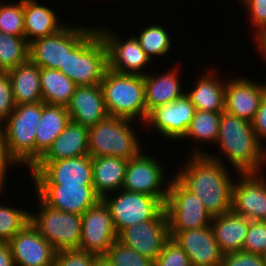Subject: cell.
Returning a JSON list of instances; mask_svg holds the SVG:
<instances>
[{"instance_id": "obj_15", "label": "cell", "mask_w": 266, "mask_h": 266, "mask_svg": "<svg viewBox=\"0 0 266 266\" xmlns=\"http://www.w3.org/2000/svg\"><path fill=\"white\" fill-rule=\"evenodd\" d=\"M36 195L48 206L82 215L101 198L93 185H35Z\"/></svg>"}, {"instance_id": "obj_35", "label": "cell", "mask_w": 266, "mask_h": 266, "mask_svg": "<svg viewBox=\"0 0 266 266\" xmlns=\"http://www.w3.org/2000/svg\"><path fill=\"white\" fill-rule=\"evenodd\" d=\"M30 222V212L0 205V242H9Z\"/></svg>"}, {"instance_id": "obj_49", "label": "cell", "mask_w": 266, "mask_h": 266, "mask_svg": "<svg viewBox=\"0 0 266 266\" xmlns=\"http://www.w3.org/2000/svg\"><path fill=\"white\" fill-rule=\"evenodd\" d=\"M261 255L266 266V250Z\"/></svg>"}, {"instance_id": "obj_21", "label": "cell", "mask_w": 266, "mask_h": 266, "mask_svg": "<svg viewBox=\"0 0 266 266\" xmlns=\"http://www.w3.org/2000/svg\"><path fill=\"white\" fill-rule=\"evenodd\" d=\"M266 95V84H257L245 78L226 81L225 111L252 122Z\"/></svg>"}, {"instance_id": "obj_37", "label": "cell", "mask_w": 266, "mask_h": 266, "mask_svg": "<svg viewBox=\"0 0 266 266\" xmlns=\"http://www.w3.org/2000/svg\"><path fill=\"white\" fill-rule=\"evenodd\" d=\"M0 32L24 36V0L5 5L0 2Z\"/></svg>"}, {"instance_id": "obj_19", "label": "cell", "mask_w": 266, "mask_h": 266, "mask_svg": "<svg viewBox=\"0 0 266 266\" xmlns=\"http://www.w3.org/2000/svg\"><path fill=\"white\" fill-rule=\"evenodd\" d=\"M8 243L15 266H54L57 251L30 222Z\"/></svg>"}, {"instance_id": "obj_39", "label": "cell", "mask_w": 266, "mask_h": 266, "mask_svg": "<svg viewBox=\"0 0 266 266\" xmlns=\"http://www.w3.org/2000/svg\"><path fill=\"white\" fill-rule=\"evenodd\" d=\"M265 250L266 221H250L242 251L261 255Z\"/></svg>"}, {"instance_id": "obj_36", "label": "cell", "mask_w": 266, "mask_h": 266, "mask_svg": "<svg viewBox=\"0 0 266 266\" xmlns=\"http://www.w3.org/2000/svg\"><path fill=\"white\" fill-rule=\"evenodd\" d=\"M112 266H154V262L118 239L103 255Z\"/></svg>"}, {"instance_id": "obj_42", "label": "cell", "mask_w": 266, "mask_h": 266, "mask_svg": "<svg viewBox=\"0 0 266 266\" xmlns=\"http://www.w3.org/2000/svg\"><path fill=\"white\" fill-rule=\"evenodd\" d=\"M221 266H265L262 255L245 251L223 255Z\"/></svg>"}, {"instance_id": "obj_32", "label": "cell", "mask_w": 266, "mask_h": 266, "mask_svg": "<svg viewBox=\"0 0 266 266\" xmlns=\"http://www.w3.org/2000/svg\"><path fill=\"white\" fill-rule=\"evenodd\" d=\"M29 60V43L25 36L0 32V72H8Z\"/></svg>"}, {"instance_id": "obj_43", "label": "cell", "mask_w": 266, "mask_h": 266, "mask_svg": "<svg viewBox=\"0 0 266 266\" xmlns=\"http://www.w3.org/2000/svg\"><path fill=\"white\" fill-rule=\"evenodd\" d=\"M247 6L249 18L258 30L266 25V0H241Z\"/></svg>"}, {"instance_id": "obj_8", "label": "cell", "mask_w": 266, "mask_h": 266, "mask_svg": "<svg viewBox=\"0 0 266 266\" xmlns=\"http://www.w3.org/2000/svg\"><path fill=\"white\" fill-rule=\"evenodd\" d=\"M168 183V195L164 203L169 231L200 229L211 225L212 215L200 199L187 190L176 178Z\"/></svg>"}, {"instance_id": "obj_23", "label": "cell", "mask_w": 266, "mask_h": 266, "mask_svg": "<svg viewBox=\"0 0 266 266\" xmlns=\"http://www.w3.org/2000/svg\"><path fill=\"white\" fill-rule=\"evenodd\" d=\"M250 220L233 211L214 216L211 228L223 255L243 250Z\"/></svg>"}, {"instance_id": "obj_29", "label": "cell", "mask_w": 266, "mask_h": 266, "mask_svg": "<svg viewBox=\"0 0 266 266\" xmlns=\"http://www.w3.org/2000/svg\"><path fill=\"white\" fill-rule=\"evenodd\" d=\"M7 73L16 106L42 102L40 67L28 60Z\"/></svg>"}, {"instance_id": "obj_2", "label": "cell", "mask_w": 266, "mask_h": 266, "mask_svg": "<svg viewBox=\"0 0 266 266\" xmlns=\"http://www.w3.org/2000/svg\"><path fill=\"white\" fill-rule=\"evenodd\" d=\"M216 143L240 174L259 173L266 161V148L255 135L252 123L226 111L221 112Z\"/></svg>"}, {"instance_id": "obj_25", "label": "cell", "mask_w": 266, "mask_h": 266, "mask_svg": "<svg viewBox=\"0 0 266 266\" xmlns=\"http://www.w3.org/2000/svg\"><path fill=\"white\" fill-rule=\"evenodd\" d=\"M70 121L66 106L42 102V115L36 127V162L48 151Z\"/></svg>"}, {"instance_id": "obj_7", "label": "cell", "mask_w": 266, "mask_h": 266, "mask_svg": "<svg viewBox=\"0 0 266 266\" xmlns=\"http://www.w3.org/2000/svg\"><path fill=\"white\" fill-rule=\"evenodd\" d=\"M39 213H30V223L56 251L79 249L82 216L54 209L38 197Z\"/></svg>"}, {"instance_id": "obj_48", "label": "cell", "mask_w": 266, "mask_h": 266, "mask_svg": "<svg viewBox=\"0 0 266 266\" xmlns=\"http://www.w3.org/2000/svg\"><path fill=\"white\" fill-rule=\"evenodd\" d=\"M94 266H112L104 256H99Z\"/></svg>"}, {"instance_id": "obj_31", "label": "cell", "mask_w": 266, "mask_h": 266, "mask_svg": "<svg viewBox=\"0 0 266 266\" xmlns=\"http://www.w3.org/2000/svg\"><path fill=\"white\" fill-rule=\"evenodd\" d=\"M42 102L49 105L67 106L77 85L56 69L40 68Z\"/></svg>"}, {"instance_id": "obj_16", "label": "cell", "mask_w": 266, "mask_h": 266, "mask_svg": "<svg viewBox=\"0 0 266 266\" xmlns=\"http://www.w3.org/2000/svg\"><path fill=\"white\" fill-rule=\"evenodd\" d=\"M98 31L107 47L108 68L112 71L124 74L146 75L142 73L143 66L149 64L151 59L144 52L138 40L128 37L124 42L110 30L100 29ZM141 71V72H140Z\"/></svg>"}, {"instance_id": "obj_45", "label": "cell", "mask_w": 266, "mask_h": 266, "mask_svg": "<svg viewBox=\"0 0 266 266\" xmlns=\"http://www.w3.org/2000/svg\"><path fill=\"white\" fill-rule=\"evenodd\" d=\"M251 123L255 131V135L263 146L262 139H266V95L261 101L259 109L256 111L255 117Z\"/></svg>"}, {"instance_id": "obj_17", "label": "cell", "mask_w": 266, "mask_h": 266, "mask_svg": "<svg viewBox=\"0 0 266 266\" xmlns=\"http://www.w3.org/2000/svg\"><path fill=\"white\" fill-rule=\"evenodd\" d=\"M195 112L196 107L185 93L174 102L154 108L145 123L153 125L158 133L168 139H183Z\"/></svg>"}, {"instance_id": "obj_24", "label": "cell", "mask_w": 266, "mask_h": 266, "mask_svg": "<svg viewBox=\"0 0 266 266\" xmlns=\"http://www.w3.org/2000/svg\"><path fill=\"white\" fill-rule=\"evenodd\" d=\"M88 137V127L71 120L38 161H59L89 155Z\"/></svg>"}, {"instance_id": "obj_33", "label": "cell", "mask_w": 266, "mask_h": 266, "mask_svg": "<svg viewBox=\"0 0 266 266\" xmlns=\"http://www.w3.org/2000/svg\"><path fill=\"white\" fill-rule=\"evenodd\" d=\"M221 112H210L205 110H196L191 124L186 132L185 138L196 139L199 142L207 141L217 142L219 134Z\"/></svg>"}, {"instance_id": "obj_34", "label": "cell", "mask_w": 266, "mask_h": 266, "mask_svg": "<svg viewBox=\"0 0 266 266\" xmlns=\"http://www.w3.org/2000/svg\"><path fill=\"white\" fill-rule=\"evenodd\" d=\"M141 48L153 60L152 56L165 55L171 47V40L167 31L159 25H151L135 37Z\"/></svg>"}, {"instance_id": "obj_5", "label": "cell", "mask_w": 266, "mask_h": 266, "mask_svg": "<svg viewBox=\"0 0 266 266\" xmlns=\"http://www.w3.org/2000/svg\"><path fill=\"white\" fill-rule=\"evenodd\" d=\"M108 68L107 47L97 28H94L70 53L65 70H59L77 86L101 84Z\"/></svg>"}, {"instance_id": "obj_14", "label": "cell", "mask_w": 266, "mask_h": 266, "mask_svg": "<svg viewBox=\"0 0 266 266\" xmlns=\"http://www.w3.org/2000/svg\"><path fill=\"white\" fill-rule=\"evenodd\" d=\"M162 168L156 159L141 152L128 160L121 189L158 197L165 203L169 188L168 186L163 190L161 188L165 186L163 184L165 175Z\"/></svg>"}, {"instance_id": "obj_10", "label": "cell", "mask_w": 266, "mask_h": 266, "mask_svg": "<svg viewBox=\"0 0 266 266\" xmlns=\"http://www.w3.org/2000/svg\"><path fill=\"white\" fill-rule=\"evenodd\" d=\"M120 191L115 198L110 199L108 195L102 198L110 210L117 235L133 224L156 219L165 210L164 203L158 197L123 189Z\"/></svg>"}, {"instance_id": "obj_11", "label": "cell", "mask_w": 266, "mask_h": 266, "mask_svg": "<svg viewBox=\"0 0 266 266\" xmlns=\"http://www.w3.org/2000/svg\"><path fill=\"white\" fill-rule=\"evenodd\" d=\"M35 185H93L90 155L59 161H37L30 169Z\"/></svg>"}, {"instance_id": "obj_28", "label": "cell", "mask_w": 266, "mask_h": 266, "mask_svg": "<svg viewBox=\"0 0 266 266\" xmlns=\"http://www.w3.org/2000/svg\"><path fill=\"white\" fill-rule=\"evenodd\" d=\"M178 76L177 70H169L160 76L144 75L147 117L154 108L174 102L185 94Z\"/></svg>"}, {"instance_id": "obj_3", "label": "cell", "mask_w": 266, "mask_h": 266, "mask_svg": "<svg viewBox=\"0 0 266 266\" xmlns=\"http://www.w3.org/2000/svg\"><path fill=\"white\" fill-rule=\"evenodd\" d=\"M101 87L105 106L110 116L147 120L145 84L143 75L124 74L107 68Z\"/></svg>"}, {"instance_id": "obj_41", "label": "cell", "mask_w": 266, "mask_h": 266, "mask_svg": "<svg viewBox=\"0 0 266 266\" xmlns=\"http://www.w3.org/2000/svg\"><path fill=\"white\" fill-rule=\"evenodd\" d=\"M15 107L9 74L0 72V125L3 124Z\"/></svg>"}, {"instance_id": "obj_38", "label": "cell", "mask_w": 266, "mask_h": 266, "mask_svg": "<svg viewBox=\"0 0 266 266\" xmlns=\"http://www.w3.org/2000/svg\"><path fill=\"white\" fill-rule=\"evenodd\" d=\"M154 266H192L185 251L173 239L169 238L160 254L158 255Z\"/></svg>"}, {"instance_id": "obj_47", "label": "cell", "mask_w": 266, "mask_h": 266, "mask_svg": "<svg viewBox=\"0 0 266 266\" xmlns=\"http://www.w3.org/2000/svg\"><path fill=\"white\" fill-rule=\"evenodd\" d=\"M256 40L258 43V48L260 49V53H262L263 57L266 58V25L262 26L258 30H256Z\"/></svg>"}, {"instance_id": "obj_4", "label": "cell", "mask_w": 266, "mask_h": 266, "mask_svg": "<svg viewBox=\"0 0 266 266\" xmlns=\"http://www.w3.org/2000/svg\"><path fill=\"white\" fill-rule=\"evenodd\" d=\"M133 120L110 116L89 127L88 150L91 157L114 156L129 160L141 152Z\"/></svg>"}, {"instance_id": "obj_46", "label": "cell", "mask_w": 266, "mask_h": 266, "mask_svg": "<svg viewBox=\"0 0 266 266\" xmlns=\"http://www.w3.org/2000/svg\"><path fill=\"white\" fill-rule=\"evenodd\" d=\"M0 266H15L8 242H0Z\"/></svg>"}, {"instance_id": "obj_18", "label": "cell", "mask_w": 266, "mask_h": 266, "mask_svg": "<svg viewBox=\"0 0 266 266\" xmlns=\"http://www.w3.org/2000/svg\"><path fill=\"white\" fill-rule=\"evenodd\" d=\"M261 174L241 173L242 180L233 184L232 211L250 221H266V180Z\"/></svg>"}, {"instance_id": "obj_27", "label": "cell", "mask_w": 266, "mask_h": 266, "mask_svg": "<svg viewBox=\"0 0 266 266\" xmlns=\"http://www.w3.org/2000/svg\"><path fill=\"white\" fill-rule=\"evenodd\" d=\"M64 26L51 8L40 5L36 0H24V36L29 44L57 33Z\"/></svg>"}, {"instance_id": "obj_13", "label": "cell", "mask_w": 266, "mask_h": 266, "mask_svg": "<svg viewBox=\"0 0 266 266\" xmlns=\"http://www.w3.org/2000/svg\"><path fill=\"white\" fill-rule=\"evenodd\" d=\"M170 238L165 210L153 220L133 224L125 228L118 240L155 262L165 242Z\"/></svg>"}, {"instance_id": "obj_40", "label": "cell", "mask_w": 266, "mask_h": 266, "mask_svg": "<svg viewBox=\"0 0 266 266\" xmlns=\"http://www.w3.org/2000/svg\"><path fill=\"white\" fill-rule=\"evenodd\" d=\"M99 256L79 249L57 251L54 266H94Z\"/></svg>"}, {"instance_id": "obj_9", "label": "cell", "mask_w": 266, "mask_h": 266, "mask_svg": "<svg viewBox=\"0 0 266 266\" xmlns=\"http://www.w3.org/2000/svg\"><path fill=\"white\" fill-rule=\"evenodd\" d=\"M73 26L65 24L57 33L31 42L29 60L40 68L65 70L67 53H70L94 29V27Z\"/></svg>"}, {"instance_id": "obj_12", "label": "cell", "mask_w": 266, "mask_h": 266, "mask_svg": "<svg viewBox=\"0 0 266 266\" xmlns=\"http://www.w3.org/2000/svg\"><path fill=\"white\" fill-rule=\"evenodd\" d=\"M81 216L79 250L103 256L118 238L108 206L100 199Z\"/></svg>"}, {"instance_id": "obj_26", "label": "cell", "mask_w": 266, "mask_h": 266, "mask_svg": "<svg viewBox=\"0 0 266 266\" xmlns=\"http://www.w3.org/2000/svg\"><path fill=\"white\" fill-rule=\"evenodd\" d=\"M128 160L114 157H92L93 187L102 199L109 192L121 190Z\"/></svg>"}, {"instance_id": "obj_1", "label": "cell", "mask_w": 266, "mask_h": 266, "mask_svg": "<svg viewBox=\"0 0 266 266\" xmlns=\"http://www.w3.org/2000/svg\"><path fill=\"white\" fill-rule=\"evenodd\" d=\"M195 149L175 178L200 199L212 217L231 212L234 181L223 165L222 156L216 158Z\"/></svg>"}, {"instance_id": "obj_22", "label": "cell", "mask_w": 266, "mask_h": 266, "mask_svg": "<svg viewBox=\"0 0 266 266\" xmlns=\"http://www.w3.org/2000/svg\"><path fill=\"white\" fill-rule=\"evenodd\" d=\"M66 107L73 122L88 128L109 115L100 84L77 86Z\"/></svg>"}, {"instance_id": "obj_20", "label": "cell", "mask_w": 266, "mask_h": 266, "mask_svg": "<svg viewBox=\"0 0 266 266\" xmlns=\"http://www.w3.org/2000/svg\"><path fill=\"white\" fill-rule=\"evenodd\" d=\"M169 234L185 251L192 266H221L223 253L211 225L200 229L169 231Z\"/></svg>"}, {"instance_id": "obj_30", "label": "cell", "mask_w": 266, "mask_h": 266, "mask_svg": "<svg viewBox=\"0 0 266 266\" xmlns=\"http://www.w3.org/2000/svg\"><path fill=\"white\" fill-rule=\"evenodd\" d=\"M215 70H210L198 79L194 90L186 92L196 110L210 112L225 111V85L214 74ZM214 74V75H213Z\"/></svg>"}, {"instance_id": "obj_44", "label": "cell", "mask_w": 266, "mask_h": 266, "mask_svg": "<svg viewBox=\"0 0 266 266\" xmlns=\"http://www.w3.org/2000/svg\"><path fill=\"white\" fill-rule=\"evenodd\" d=\"M16 163L18 164L8 151L5 132L2 125H0V191L4 188L7 167H9V164Z\"/></svg>"}, {"instance_id": "obj_6", "label": "cell", "mask_w": 266, "mask_h": 266, "mask_svg": "<svg viewBox=\"0 0 266 266\" xmlns=\"http://www.w3.org/2000/svg\"><path fill=\"white\" fill-rule=\"evenodd\" d=\"M42 115V102L15 107L3 122L10 155L30 169L36 163V130Z\"/></svg>"}]
</instances>
